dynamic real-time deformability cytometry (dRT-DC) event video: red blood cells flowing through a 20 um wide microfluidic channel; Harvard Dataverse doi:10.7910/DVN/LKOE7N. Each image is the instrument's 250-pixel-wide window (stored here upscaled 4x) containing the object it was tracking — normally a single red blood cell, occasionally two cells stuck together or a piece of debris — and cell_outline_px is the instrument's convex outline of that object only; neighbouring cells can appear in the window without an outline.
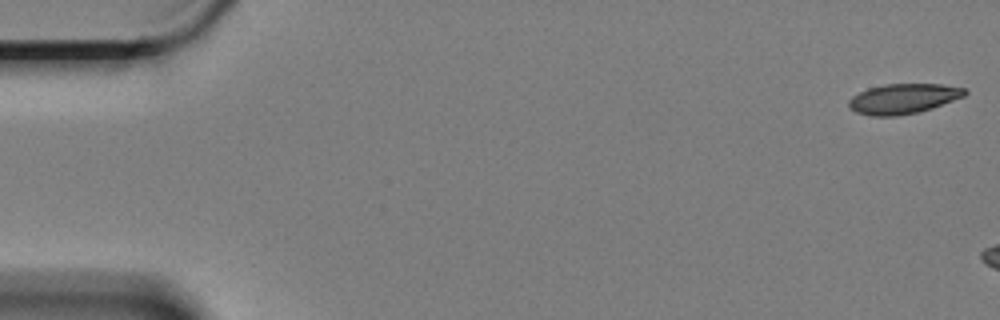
{"species": "Egyptian fruit bat (a non-hibernating species)", "species_latin": "Rousettus aegyptiacus", "temperature_condition": "cold", "stored_images_in_passage": 8, "camera_frame_rate_fps": 3000, "um_per_image_px": 0.085, "animal": {"sex": "female"}, "frame": {"image": 1, "passage_image": 1, "time_ms": 0.0, "image_size_px": [1000, 320], "cell_outline_px": [[968, 92], [964, 96], [932, 108], [916, 112], [896, 116], [872, 116], [856, 112], [848, 108], [848, 100], [852, 96], [868, 88], [884, 84], [940, 84], [964, 88]], "centroid_in_image_um": [76.74, 8.39], "position_along_channel_um": 8.3, "area_um2": 20.23}}